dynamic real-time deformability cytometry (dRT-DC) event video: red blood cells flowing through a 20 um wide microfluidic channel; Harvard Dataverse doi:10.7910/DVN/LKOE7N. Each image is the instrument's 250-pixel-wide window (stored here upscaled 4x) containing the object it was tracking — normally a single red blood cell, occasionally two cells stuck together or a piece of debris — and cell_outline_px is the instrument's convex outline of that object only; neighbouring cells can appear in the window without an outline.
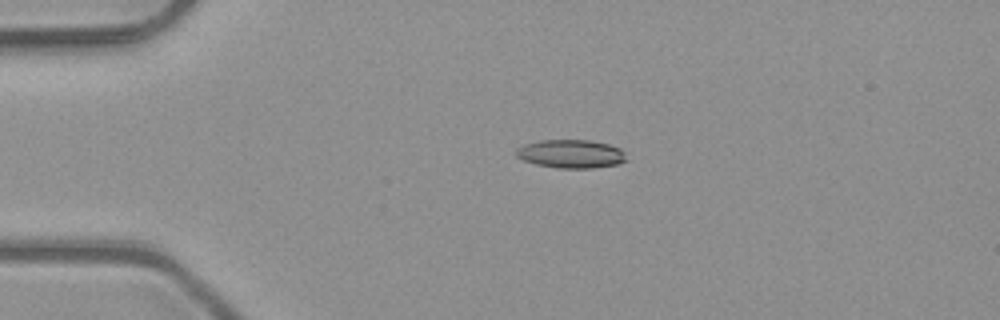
{"species": "common noctule bat (a hibernating species)", "species_latin": "Nyctalus noctula", "temperature_condition": "room temperature", "stored_images_in_passage": 5, "camera_frame_rate_fps": 3000, "um_per_image_px": 0.085, "animal": {"sex": "male", "body_mass_g": 23.1, "forearm_length_mm": 52.7}, "frame": {"image": 1, "passage_image": 4, "time_ms": 1.0, "image_size_px": [1000, 320], "cell_outline_px": [[628, 160], [616, 164], [592, 168], [556, 168], [536, 164], [524, 160], [516, 156], [516, 148], [524, 144], [540, 140], [588, 140], [608, 144], [620, 148], [624, 152]], "centroid_in_image_um": [48.53, 13.07], "position_along_channel_um": 36.5, "area_um2": 18.26}}